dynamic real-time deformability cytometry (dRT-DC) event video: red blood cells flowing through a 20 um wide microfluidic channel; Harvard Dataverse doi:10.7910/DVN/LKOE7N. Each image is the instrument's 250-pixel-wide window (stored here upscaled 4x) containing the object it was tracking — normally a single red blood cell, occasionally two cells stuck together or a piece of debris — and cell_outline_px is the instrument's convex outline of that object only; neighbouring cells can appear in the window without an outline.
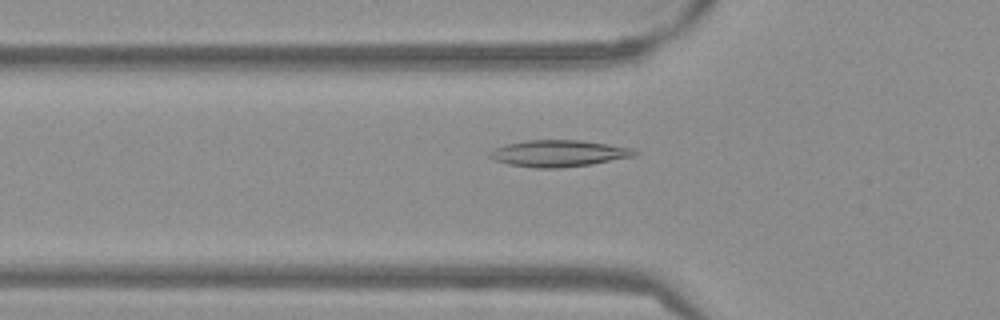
{"species": "Egyptian fruit bat (a non-hibernating species)", "species_latin": "Rousettus aegyptiacus", "temperature_condition": "warm", "stored_images_in_passage": 44, "camera_frame_rate_fps": 3000, "um_per_image_px": 0.085, "frame": {"image": 1, "passage_image": 9, "time_ms": 2.667, "image_size_px": [1000, 320], "cell_outline_px": [[640, 152], [636, 156], [592, 164], [560, 168], [536, 168], [508, 164], [492, 160], [488, 156], [488, 152], [504, 144], [524, 140], [580, 140], [608, 144], [632, 148]], "centroid_in_image_um": [47.47, 13.04], "position_along_channel_um": 78.3, "area_um2": 22.72}}
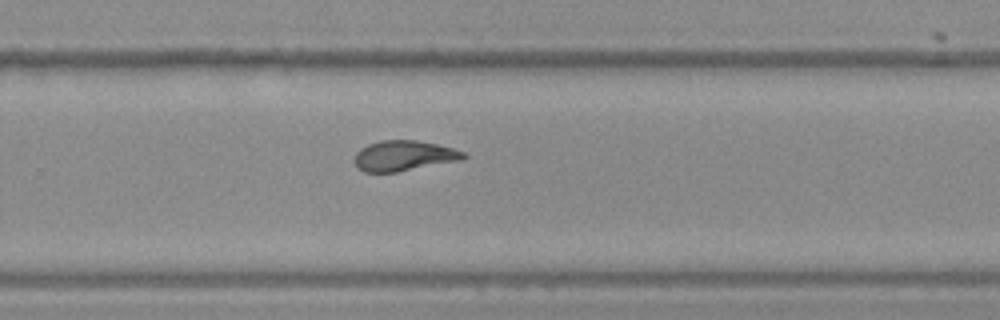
{"frame": {"image": 2, "passage_image": 26, "time_ms": 8.333, "image_size_px": [1000, 320], "cell_outline_px": [[468, 156], [464, 160], [396, 172], [364, 172], [356, 168], [352, 160], [356, 152], [360, 148], [368, 144], [380, 140], [416, 140], [436, 144], [452, 148], [464, 152]], "centroid_in_image_um": [34.3, 13.25], "position_along_channel_um": 295.5, "area_um2": 19.59}}
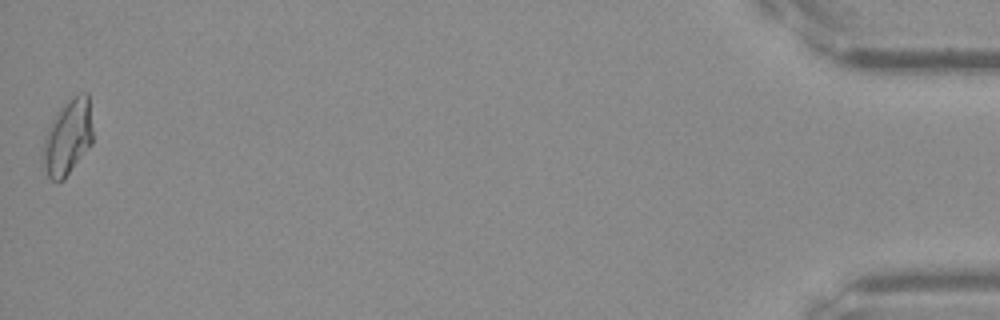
{"frame": {"image": 3, "passage_image": 44, "time_ms": 14.333, "image_size_px": [1000, 320], "cell_outline_px": [[92, 144], [64, 180], [52, 180], [48, 176], [40, 156], [44, 136], [56, 112], [64, 100], [80, 92], [88, 92], [92, 128]], "centroid_in_image_um": [5.74, 11.63], "position_along_channel_um": 429.5, "area_um2": 22.43}, "authors_computed_cell_mechanics": {"area_um2": 19.7676, "velocity_mm_per_s": 3.8132, "shape_relaxation_time_tau1_ms": null, "shape_relaxation_time_tau2_ms": 1.9358, "deformation_change_tau1": null, "deformation_change_tau2": 0.0764}}